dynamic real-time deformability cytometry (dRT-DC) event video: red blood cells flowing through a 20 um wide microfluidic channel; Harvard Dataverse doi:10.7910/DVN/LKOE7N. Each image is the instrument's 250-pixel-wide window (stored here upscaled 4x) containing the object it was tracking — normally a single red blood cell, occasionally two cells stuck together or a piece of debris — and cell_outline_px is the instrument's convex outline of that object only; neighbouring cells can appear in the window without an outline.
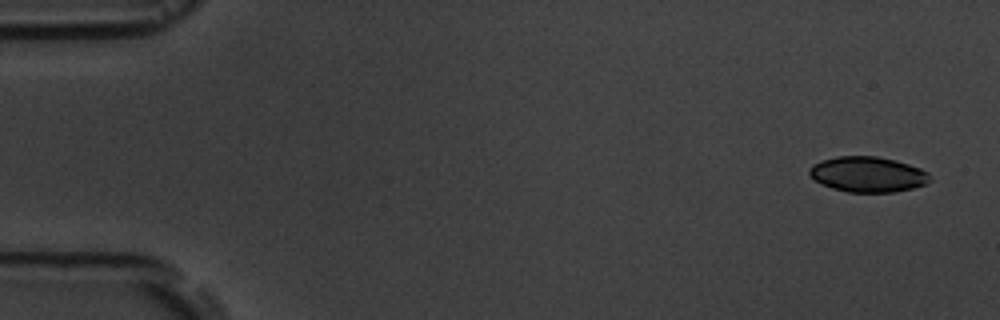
{"species": "common noctule bat (a hibernating species)", "species_latin": "Nyctalus noctula", "temperature_condition": "room temperature", "stored_images_in_passage": 5, "camera_frame_rate_fps": 3000, "um_per_image_px": 0.085, "animal": {"sex": "male", "body_mass_g": 19.5, "forearm_length_mm": 54.6}, "frame": {"image": 1, "passage_image": 1, "time_ms": 0.0, "image_size_px": [1000, 320], "cell_outline_px": [[932, 180], [924, 184], [912, 188], [892, 192], [848, 192], [832, 188], [816, 180], [808, 172], [808, 168], [812, 164], [836, 156], [876, 156], [908, 164], [920, 168], [928, 172]], "centroid_in_image_um": [73.76, 14.82], "position_along_channel_um": 11.2, "area_um2": 24.62}}
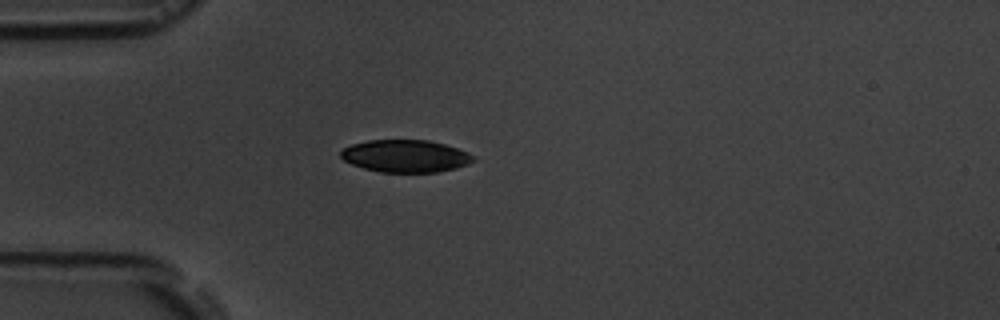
{"frame": {"image": 2, "passage_image": 5, "time_ms": 4.333, "image_size_px": [1000, 320], "cell_outline_px": [[476, 160], [468, 164], [456, 168], [436, 172], [380, 172], [364, 168], [352, 164], [344, 160], [340, 156], [340, 152], [344, 148], [352, 144], [368, 140], [428, 140], [444, 144], [468, 152], [476, 156]], "centroid_in_image_um": [34.49, 13.26], "position_along_channel_um": 50.5, "area_um2": 25.03}}